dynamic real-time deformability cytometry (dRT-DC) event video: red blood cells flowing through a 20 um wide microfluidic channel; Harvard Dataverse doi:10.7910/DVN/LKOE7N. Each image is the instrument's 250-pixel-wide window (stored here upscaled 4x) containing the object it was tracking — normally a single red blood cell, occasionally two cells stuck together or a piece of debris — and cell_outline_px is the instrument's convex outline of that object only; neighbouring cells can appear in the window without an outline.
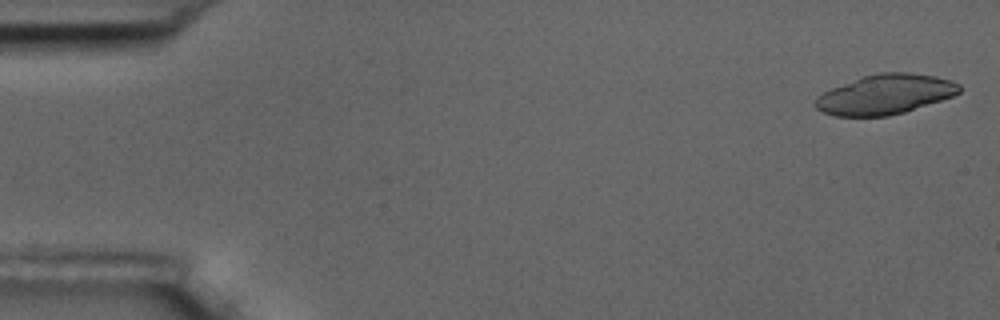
{"species": "common noctule bat (a hibernating species)", "species_latin": "Nyctalus noctula", "temperature_condition": "room temperature", "stored_images_in_passage": 5, "camera_frame_rate_fps": 3000, "um_per_image_px": 0.085, "animal": {"sex": "male", "body_mass_g": 17.5, "forearm_length_mm": 52.3}, "frame": {"image": 1, "passage_image": 1, "time_ms": 0.0, "image_size_px": [1000, 320], "cell_outline_px": [[960, 92], [952, 96], [904, 112], [888, 116], [836, 116], [824, 112], [816, 108], [816, 96], [832, 88], [864, 76], [880, 72], [908, 72], [932, 76], [952, 80], [960, 84]], "centroid_in_image_um": [75.25, 8.02], "position_along_channel_um": 9.8, "area_um2": 32.95}}